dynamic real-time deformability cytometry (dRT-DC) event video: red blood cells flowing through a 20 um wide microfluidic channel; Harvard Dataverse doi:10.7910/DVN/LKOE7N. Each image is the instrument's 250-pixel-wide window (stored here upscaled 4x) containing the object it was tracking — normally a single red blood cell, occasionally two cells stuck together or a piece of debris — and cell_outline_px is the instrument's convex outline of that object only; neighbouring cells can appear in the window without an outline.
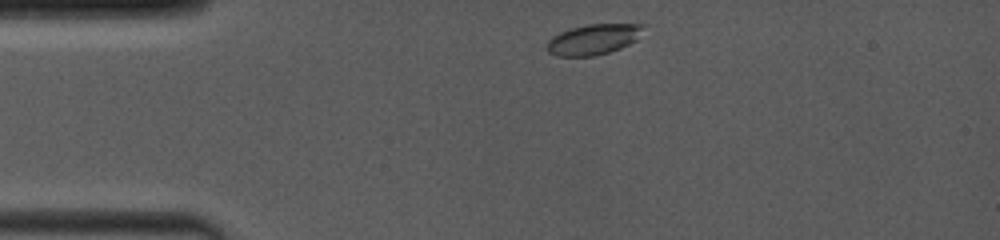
{"species": "common noctule bat (a hibernating species)", "species_latin": "Nyctalus noctula", "temperature_condition": "room temperature", "stored_images_in_passage": 40, "camera_frame_rate_fps": 4000, "um_per_image_px": 0.085, "animal": {"sex": "female", "body_mass_g": 19.0, "forearm_length_mm": 53.3}, "frame": {"image": 1, "passage_image": 1, "time_ms": 0.0, "image_size_px": [1000, 240], "cell_outline_px": [[648, 24], [636, 40], [620, 48], [596, 56], [556, 56], [548, 52], [548, 40], [552, 36], [560, 32], [572, 28], [588, 24]], "centroid_in_image_um": [50.46, 3.34], "position_along_channel_um": 34.5, "area_um2": 17.11}}
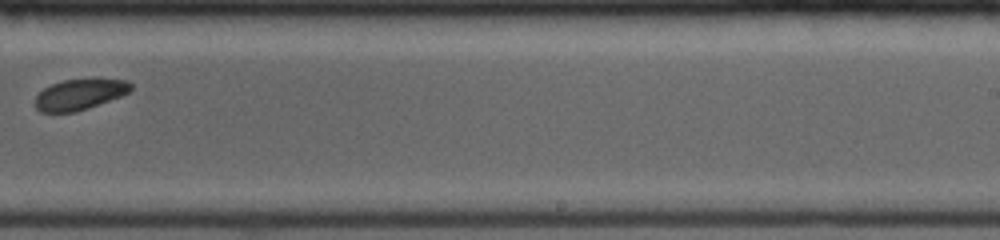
{"frame": {"image": 2, "passage_image": 23, "time_ms": 7.25, "image_size_px": [1000, 240], "cell_outline_px": [[132, 88], [128, 92], [120, 96], [88, 108], [76, 112], [40, 112], [36, 108], [36, 96], [44, 88], [52, 84], [64, 80], [92, 76], [128, 80], [132, 84]], "centroid_in_image_um": [6.82, 7.97], "position_along_channel_um": 282.2, "area_um2": 17.63}}
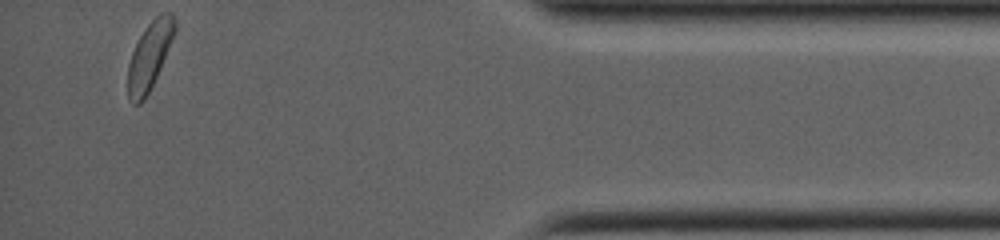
{"frame": {"image": 3, "passage_image": 40, "time_ms": 11.75, "image_size_px": [1000, 240], "cell_outline_px": [[176, 32], [160, 68], [144, 100], [140, 104], [132, 104], [128, 100], [128, 64], [132, 52], [140, 36], [148, 24], [160, 12], [172, 12], [176, 20]], "centroid_in_image_um": [12.72, 4.72], "position_along_channel_um": 422.5, "area_um2": 18.38}, "authors_computed_cell_mechanics": {"area_um2": 18.0914, "velocity_mm_per_s": 4.0015, "shape_relaxation_time_tau1_ms": 1.4682, "shape_relaxation_time_tau2_ms": 7.2641, "deformation_change_tau1": 0.0728, "deformation_change_tau2": 0.0893}}